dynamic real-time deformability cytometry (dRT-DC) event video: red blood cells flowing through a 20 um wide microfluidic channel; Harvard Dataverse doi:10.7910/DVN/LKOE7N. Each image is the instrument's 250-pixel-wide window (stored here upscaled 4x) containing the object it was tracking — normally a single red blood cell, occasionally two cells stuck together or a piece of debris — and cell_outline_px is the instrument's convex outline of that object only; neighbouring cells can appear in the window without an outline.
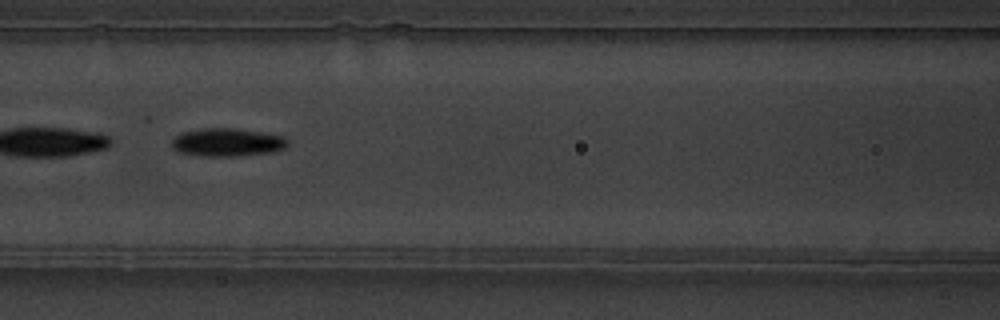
{"species": "common noctule bat (a hibernating species)", "species_latin": "Nyctalus noctula", "temperature_condition": "warm", "stored_images_in_passage": 10, "camera_frame_rate_fps": 3000, "um_per_image_px": 0.085, "animal": {"sex": "male", "body_mass_g": 19.5, "forearm_length_mm": 54.6}, "frame": {"image": 1, "passage_image": 4, "time_ms": 1.0, "image_size_px": [1000, 320], "cell_outline_px": [[288, 144], [284, 148], [272, 152], [236, 156], [200, 156], [180, 152], [172, 148], [172, 140], [176, 136], [184, 132], [204, 128], [228, 128], [260, 132], [280, 136], [288, 140]], "centroid_in_image_um": [19.29, 12.11], "position_along_channel_um": 147.3, "area_um2": 18.67}}